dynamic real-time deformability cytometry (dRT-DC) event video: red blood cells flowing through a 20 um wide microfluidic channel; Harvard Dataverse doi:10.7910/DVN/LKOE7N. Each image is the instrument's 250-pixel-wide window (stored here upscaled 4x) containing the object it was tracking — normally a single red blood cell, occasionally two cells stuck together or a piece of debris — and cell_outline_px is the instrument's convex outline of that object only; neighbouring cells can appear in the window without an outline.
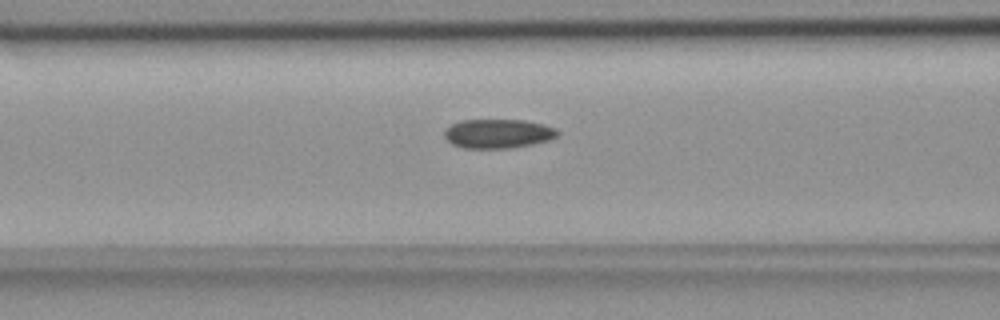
{"species": "common noctule bat (a hibernating species)", "species_latin": "Nyctalus noctula", "temperature_condition": "room temperature", "stored_images_in_passage": 34, "camera_frame_rate_fps": 3000, "um_per_image_px": 0.085, "animal": {"sex": "female", "body_mass_g": 18.4}, "frame": {"image": 1, "passage_image": 12, "time_ms": 3.667, "image_size_px": [1000, 320], "cell_outline_px": [[560, 132], [556, 136], [548, 140], [532, 144], [508, 148], [464, 148], [452, 144], [444, 136], [444, 132], [452, 124], [460, 120], [524, 120], [544, 124], [556, 128]], "centroid_in_image_um": [42.34, 11.35], "position_along_channel_um": 124.3, "area_um2": 19.13}}
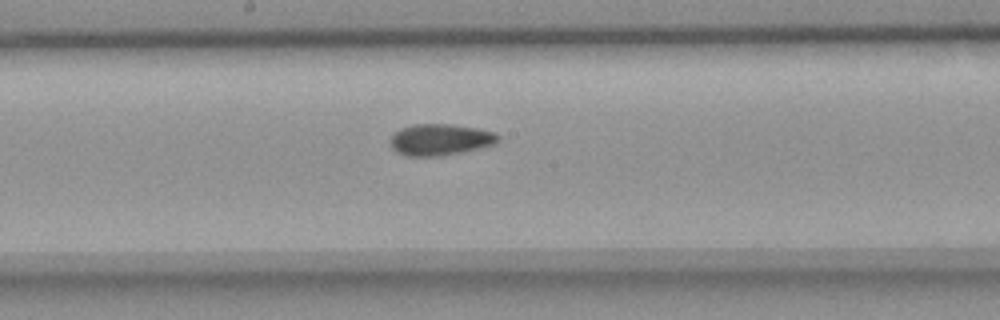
{"frame": {"image": 2, "passage_image": 19, "time_ms": 6.0, "image_size_px": [1000, 320], "cell_outline_px": [[500, 136], [492, 144], [464, 152], [444, 156], [408, 156], [396, 152], [388, 144], [388, 140], [400, 128], [412, 124], [452, 124], [476, 128], [492, 132]], "centroid_in_image_um": [37.33, 11.87], "position_along_channel_um": 210.9, "area_um2": 19.77}}
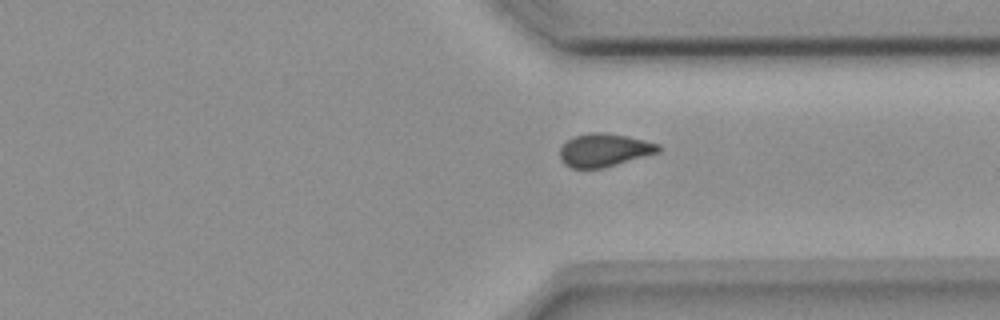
{"frame": {"image": 3, "passage_image": 31, "time_ms": 10.0, "image_size_px": [1000, 320], "cell_outline_px": [[660, 152], [604, 168], [572, 168], [564, 164], [560, 160], [560, 148], [568, 140], [576, 136], [588, 132], [604, 132], [624, 136], [660, 144]], "centroid_in_image_um": [51.35, 12.77], "position_along_channel_um": 360.1, "area_um2": 18.9}}